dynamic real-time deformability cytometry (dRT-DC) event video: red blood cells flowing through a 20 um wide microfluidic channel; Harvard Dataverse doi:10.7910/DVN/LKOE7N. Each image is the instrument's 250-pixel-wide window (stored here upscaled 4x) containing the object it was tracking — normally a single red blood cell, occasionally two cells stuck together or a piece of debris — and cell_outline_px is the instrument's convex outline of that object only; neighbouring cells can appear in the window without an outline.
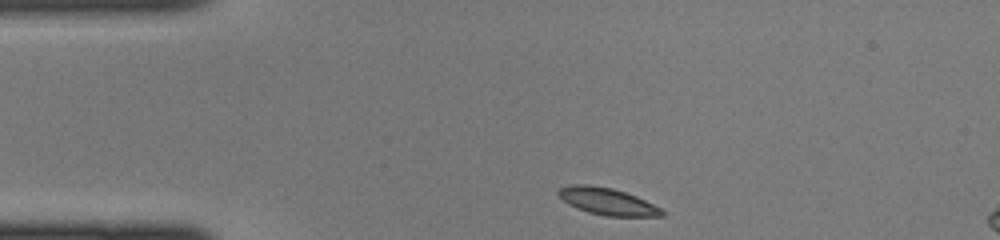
{"species": "common noctule bat (a hibernating species)", "species_latin": "Nyctalus noctula", "temperature_condition": "cold", "stored_images_in_passage": 37, "camera_frame_rate_fps": 3000, "um_per_image_px": 0.085, "animal": {"sex": "female", "body_mass_g": 22.0, "forearm_length_mm": 56.7}, "frame": {"image": 1, "passage_image": 1, "time_ms": 0.0, "image_size_px": [1000, 240], "cell_outline_px": [[664, 216], [604, 216], [588, 212], [576, 208], [568, 204], [556, 192], [560, 188], [572, 184], [588, 184], [612, 188], [636, 196], [660, 208], [664, 212]], "centroid_in_image_um": [51.6, 17.12], "position_along_channel_um": 33.4, "area_um2": 16.13}}
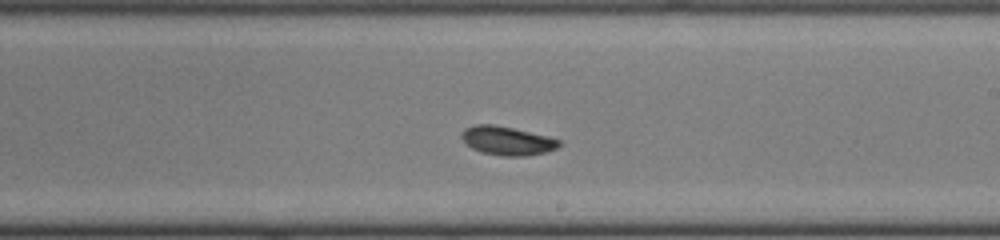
{"frame": {"image": 2, "passage_image": 18, "time_ms": 5.667, "image_size_px": [1000, 240], "cell_outline_px": [[560, 144], [556, 148], [548, 152], [524, 156], [504, 156], [480, 152], [472, 148], [460, 136], [464, 128], [476, 124], [492, 124], [512, 128], [548, 136], [560, 140]], "centroid_in_image_um": [43.1, 11.96], "position_along_channel_um": 245.9, "area_um2": 16.24}}
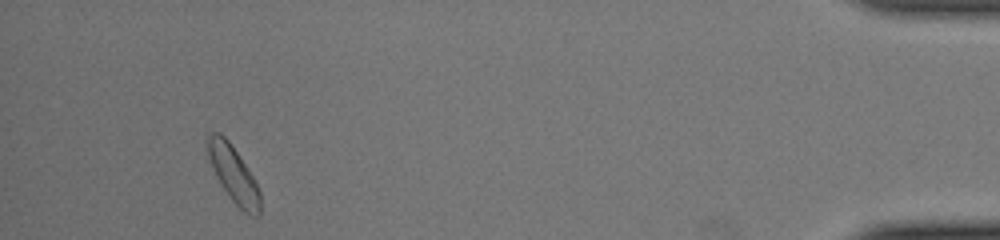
{"frame": {"image": 3, "passage_image": 34, "time_ms": 11.0, "image_size_px": [1000, 240], "cell_outline_px": [[260, 216], [252, 216], [244, 212], [232, 200], [220, 184], [212, 168], [208, 156], [204, 140], [212, 132], [220, 132], [228, 140], [256, 180], [260, 192]], "centroid_in_image_um": [19.83, 14.79], "position_along_channel_um": 415.4, "area_um2": 17.4}}